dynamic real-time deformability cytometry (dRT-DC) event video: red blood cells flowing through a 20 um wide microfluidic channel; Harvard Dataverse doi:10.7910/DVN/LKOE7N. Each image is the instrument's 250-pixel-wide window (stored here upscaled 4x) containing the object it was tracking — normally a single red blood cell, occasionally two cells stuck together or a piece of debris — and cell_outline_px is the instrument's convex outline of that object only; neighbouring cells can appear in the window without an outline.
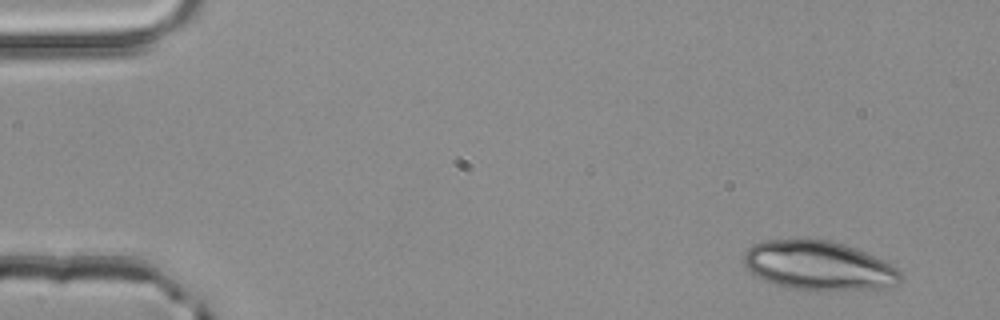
{"species": "common noctule bat (a hibernating species)", "species_latin": "Nyctalus noctula", "temperature_condition": "room temperature", "stored_images_in_passage": 50, "camera_frame_rate_fps": 3000, "um_per_image_px": 0.085, "animal": {"sex": "male", "body_mass_g": 20.4}, "frame": {"image": 1, "passage_image": 3, "time_ms": 0.667, "image_size_px": [1000, 320], "cell_outline_px": [[904, 276], [896, 284], [884, 292], [820, 292], [788, 288], [776, 284], [756, 276], [744, 264], [744, 252], [752, 244], [764, 240], [828, 240], [844, 244], [856, 248], [884, 260], [896, 268]], "centroid_in_image_um": [69.7, 22.65], "position_along_channel_um": 15.3, "area_um2": 46.3}}
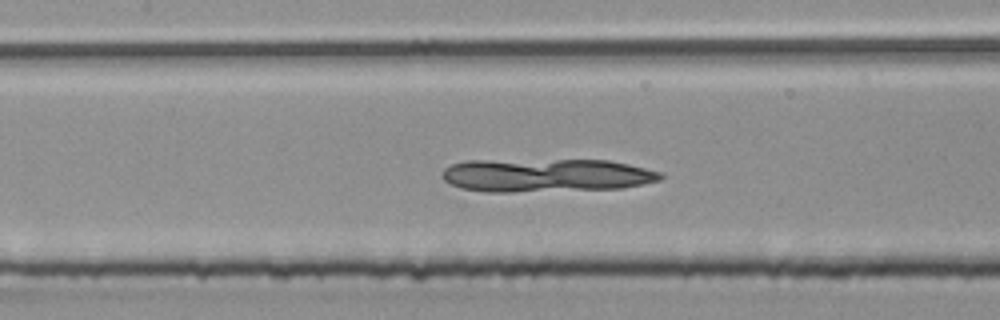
{"frame": {"image": 2, "passage_image": 23, "time_ms": 7.333, "image_size_px": [1000, 320], "cell_outline_px": [[664, 176], [660, 180], [644, 184], [620, 188], [512, 192], [484, 192], [460, 188], [444, 180], [440, 176], [440, 172], [444, 168], [452, 164], [468, 160], [608, 160], [628, 164], [660, 172]], "centroid_in_image_um": [46.37, 14.9], "position_along_channel_um": 161.0, "area_um2": 42.54}}
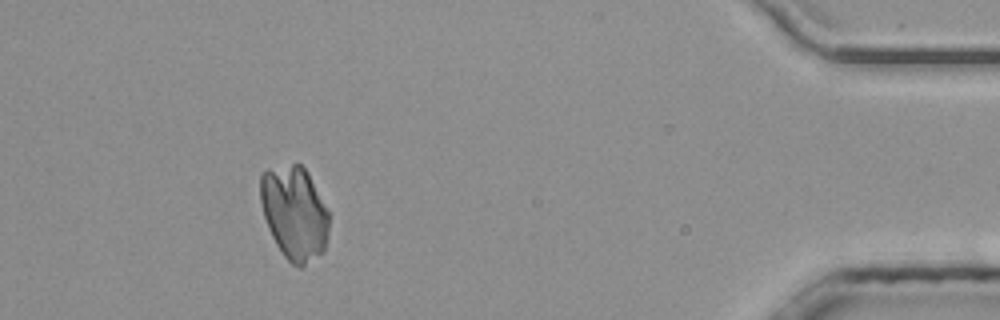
{"frame": {"image": 3, "passage_image": 46, "time_ms": 15.0, "image_size_px": [1000, 320], "cell_outline_px": [[328, 236], [324, 252], [304, 268], [300, 268], [292, 264], [284, 256], [276, 244], [272, 236], [264, 216], [260, 200], [260, 176], [264, 172], [292, 164], [300, 164], [308, 172], [328, 212]], "centroid_in_image_um": [25.04, 18.16], "position_along_channel_um": 410.2, "area_um2": 37.28}}